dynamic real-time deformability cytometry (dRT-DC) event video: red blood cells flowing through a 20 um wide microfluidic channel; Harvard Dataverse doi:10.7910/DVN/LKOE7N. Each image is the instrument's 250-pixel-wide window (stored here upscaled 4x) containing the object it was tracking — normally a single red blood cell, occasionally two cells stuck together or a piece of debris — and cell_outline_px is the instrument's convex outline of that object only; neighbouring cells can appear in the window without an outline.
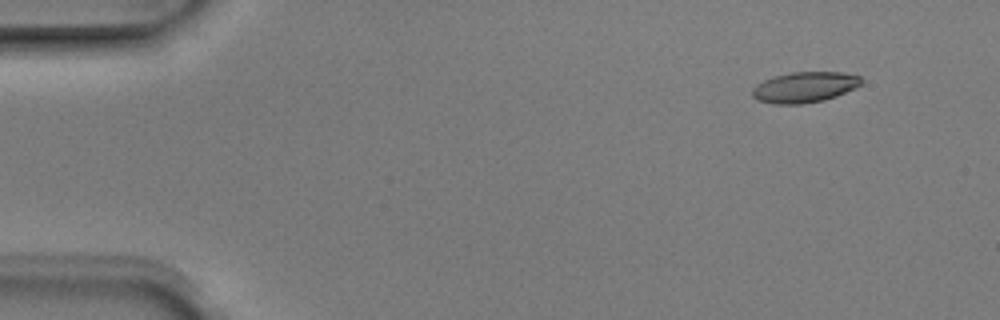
{"species": "Egyptian fruit bat (a non-hibernating species)", "species_latin": "Rousettus aegyptiacus", "temperature_condition": "room temperature", "stored_images_in_passage": 4, "camera_frame_rate_fps": 3000, "um_per_image_px": 0.085, "animal": {"sex": "male"}, "frame": {"image": 1, "passage_image": 1, "time_ms": 0.0, "image_size_px": [1000, 320], "cell_outline_px": [[864, 84], [856, 88], [836, 96], [824, 100], [804, 104], [772, 104], [756, 100], [752, 96], [752, 88], [756, 84], [764, 80], [776, 76], [792, 72], [844, 72], [860, 76], [864, 80]], "centroid_in_image_um": [68.42, 7.42], "position_along_channel_um": 16.6, "area_um2": 19.77}}
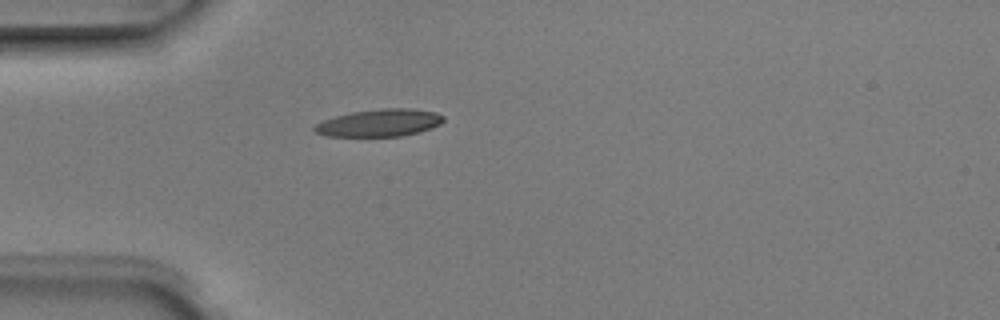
{"frame": {"image": 2, "passage_image": 4, "time_ms": 1.0, "image_size_px": [1000, 320], "cell_outline_px": [[444, 120], [440, 124], [432, 128], [420, 132], [400, 136], [328, 136], [316, 132], [312, 128], [316, 124], [324, 120], [336, 116], [352, 112], [380, 108], [412, 108], [436, 112], [444, 116]], "centroid_in_image_um": [32.3, 10.43], "position_along_channel_um": 52.7, "area_um2": 20.58}}